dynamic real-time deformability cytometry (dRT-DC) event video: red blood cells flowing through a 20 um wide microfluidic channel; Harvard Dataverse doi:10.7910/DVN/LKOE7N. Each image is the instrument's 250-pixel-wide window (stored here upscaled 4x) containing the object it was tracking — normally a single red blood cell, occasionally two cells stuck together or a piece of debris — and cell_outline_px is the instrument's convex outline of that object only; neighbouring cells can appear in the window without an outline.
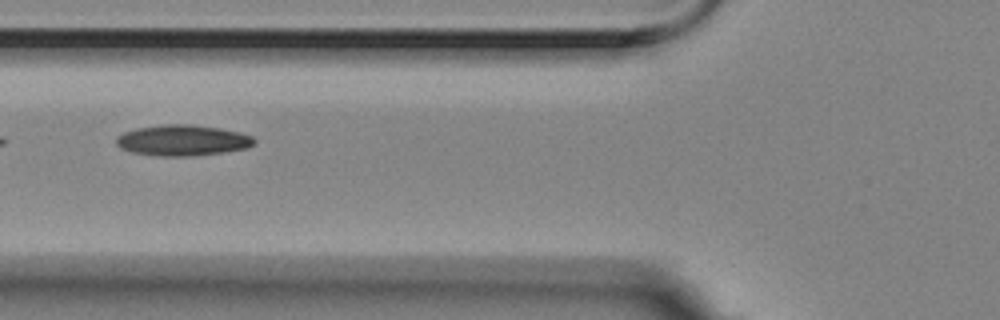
{"species": "Egyptian fruit bat (a non-hibernating species)", "species_latin": "Rousettus aegyptiacus", "temperature_condition": "room temperature", "stored_images_in_passage": 9, "camera_frame_rate_fps": 3000, "um_per_image_px": 0.085, "animal": {"sex": "female"}, "frame": {"image": 1, "passage_image": 6, "time_ms": 1.667, "image_size_px": [1000, 320], "cell_outline_px": [[256, 144], [248, 148], [224, 152], [196, 156], [160, 156], [132, 152], [120, 148], [116, 144], [116, 136], [124, 132], [136, 128], [164, 124], [192, 124], [220, 128], [240, 132], [252, 136], [256, 140]], "centroid_in_image_um": [15.54, 11.93], "position_along_channel_um": 110.3, "area_um2": 25.09}}
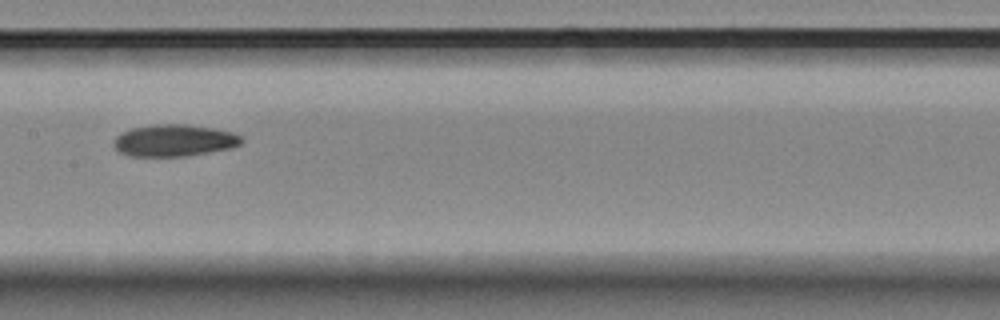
{"frame": {"image": 2, "passage_image": 8, "time_ms": 2.333, "image_size_px": [1000, 320], "cell_outline_px": [[244, 140], [240, 144], [232, 148], [188, 156], [128, 156], [120, 152], [112, 144], [112, 140], [120, 132], [132, 128], [152, 124], [188, 124], [212, 128], [232, 132], [244, 136]], "centroid_in_image_um": [14.8, 11.93], "position_along_channel_um": 192.6, "area_um2": 24.1}}
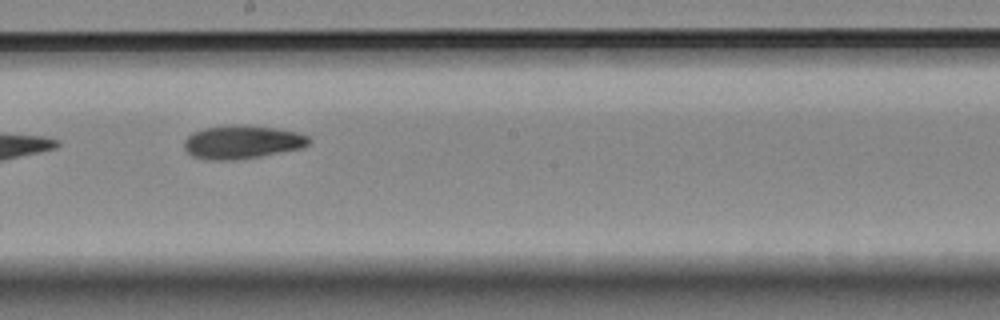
{"frame": {"image": 3, "passage_image": 9, "time_ms": 2.667, "image_size_px": [1000, 320], "cell_outline_px": [[312, 140], [304, 148], [260, 156], [236, 160], [208, 160], [192, 156], [184, 148], [184, 140], [192, 132], [204, 128], [232, 124], [240, 124], [272, 128], [296, 132], [308, 136]], "centroid_in_image_um": [20.56, 12.08], "position_along_channel_um": 227.6, "area_um2": 24.39}}